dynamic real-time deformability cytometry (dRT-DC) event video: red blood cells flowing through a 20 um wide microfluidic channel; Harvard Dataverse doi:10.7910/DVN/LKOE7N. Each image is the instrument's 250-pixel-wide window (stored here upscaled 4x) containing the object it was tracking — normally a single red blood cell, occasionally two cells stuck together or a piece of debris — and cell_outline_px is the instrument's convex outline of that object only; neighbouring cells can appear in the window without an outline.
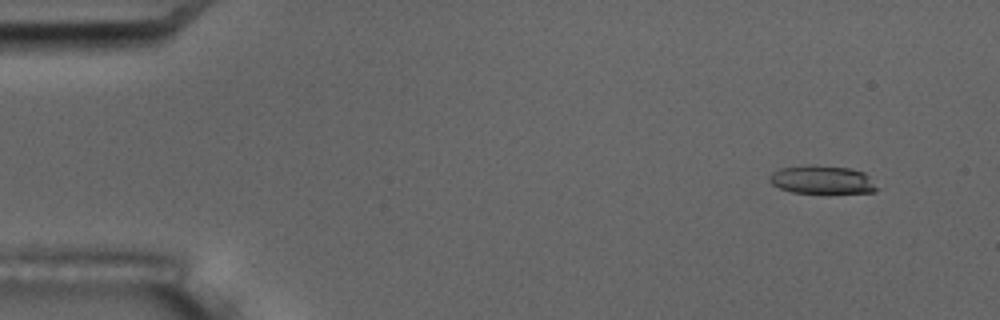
{"species": "common noctule bat (a hibernating species)", "species_latin": "Nyctalus noctula", "temperature_condition": "room temperature", "stored_images_in_passage": 6, "segment_of_instrument_passage": [2, 2], "camera_frame_rate_fps": 3000, "um_per_image_px": 0.085, "animal": {"sex": "male", "body_mass_g": 17.5, "forearm_length_mm": 52.3}, "frame": {"image": 1, "passage_image": 6, "time_ms": 6.667, "image_size_px": [1000, 320], "cell_outline_px": [[880, 188], [876, 192], [828, 196], [792, 192], [780, 188], [772, 184], [768, 180], [768, 176], [772, 172], [780, 168], [812, 164], [852, 168], [864, 172]], "centroid_in_image_um": [69.93, 15.33], "position_along_channel_um": 15.1, "area_um2": 18.96}}